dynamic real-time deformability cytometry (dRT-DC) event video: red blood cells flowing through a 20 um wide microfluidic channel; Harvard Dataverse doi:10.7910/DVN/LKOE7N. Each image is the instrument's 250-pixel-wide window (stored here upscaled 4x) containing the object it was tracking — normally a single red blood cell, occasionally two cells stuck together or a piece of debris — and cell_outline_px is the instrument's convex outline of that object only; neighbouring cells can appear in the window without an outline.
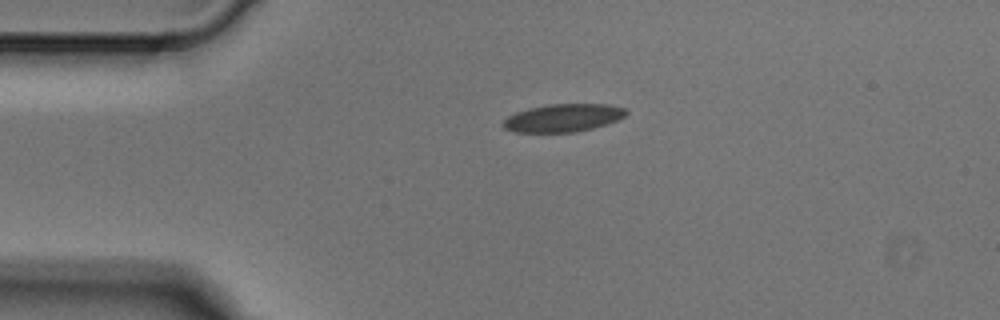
{"species": "Egyptian fruit bat (a non-hibernating species)", "species_latin": "Rousettus aegyptiacus", "temperature_condition": "cold", "stored_images_in_passage": 3, "camera_frame_rate_fps": 3000, "um_per_image_px": 0.085, "animal": {"sex": "male"}, "frame": {"image": 1, "passage_image": 1, "time_ms": 0.0, "image_size_px": [1000, 320], "cell_outline_px": [[628, 112], [620, 120], [592, 128], [576, 132], [516, 132], [504, 128], [500, 124], [508, 116], [516, 112], [528, 108], [548, 104], [604, 104], [624, 108]], "centroid_in_image_um": [47.85, 10.02], "position_along_channel_um": 37.2, "area_um2": 20.0}}
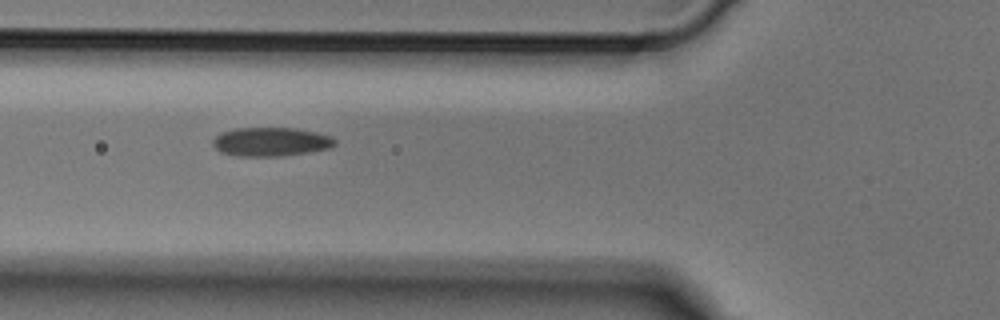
{"frame": {"image": 2, "passage_image": 3, "time_ms": 0.667, "image_size_px": [1000, 320], "cell_outline_px": [[336, 144], [328, 148], [308, 152], [284, 156], [236, 156], [220, 152], [212, 144], [212, 140], [220, 132], [236, 128], [296, 128], [316, 132], [332, 136], [336, 140]], "centroid_in_image_um": [23.01, 12.05], "position_along_channel_um": 102.8, "area_um2": 20.63}}